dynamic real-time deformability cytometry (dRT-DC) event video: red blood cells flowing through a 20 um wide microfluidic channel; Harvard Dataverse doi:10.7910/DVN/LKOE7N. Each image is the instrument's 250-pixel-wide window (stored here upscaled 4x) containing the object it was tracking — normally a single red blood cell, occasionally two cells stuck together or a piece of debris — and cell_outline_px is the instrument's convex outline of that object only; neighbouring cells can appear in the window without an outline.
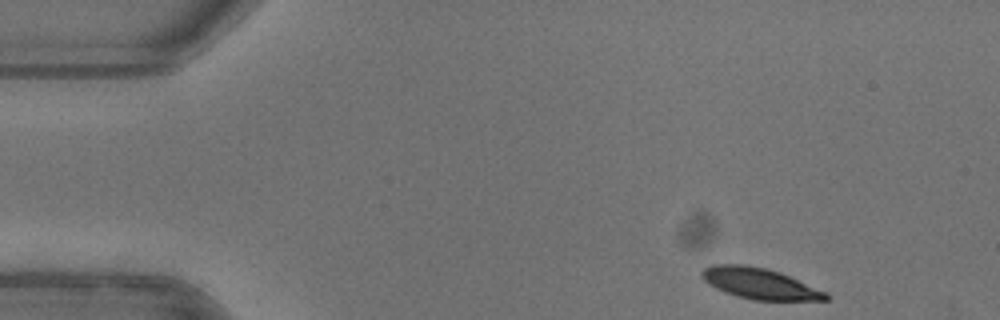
{"species": "common noctule bat (a hibernating species)", "species_latin": "Nyctalus noctula", "temperature_condition": "warm", "stored_images_in_passage": 47, "camera_frame_rate_fps": 3000, "um_per_image_px": 0.085, "animal": {"sex": "female"}, "frame": {"image": 1, "passage_image": 1, "time_ms": 0.0, "image_size_px": [1000, 320], "cell_outline_px": [[832, 296], [828, 300], [752, 300], [736, 296], [724, 292], [708, 284], [700, 276], [700, 272], [708, 264], [744, 264], [768, 268], [780, 272], [828, 292]], "centroid_in_image_um": [64.57, 24.09], "position_along_channel_um": 20.4, "area_um2": 22.77}}
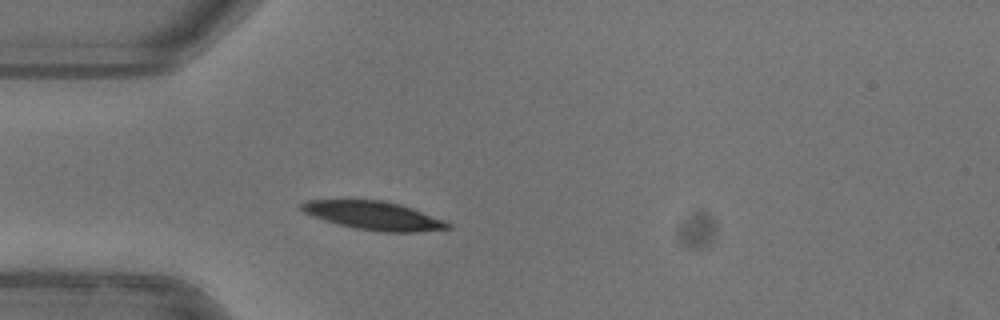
{"frame": {"image": 2, "passage_image": 10, "time_ms": 3.0, "image_size_px": [1000, 320], "cell_outline_px": [[452, 228], [416, 232], [380, 232], [356, 228], [324, 220], [312, 216], [304, 212], [300, 208], [300, 204], [308, 200], [384, 200], [400, 204], [412, 208], [444, 220], [452, 224]], "centroid_in_image_um": [31.79, 18.33], "position_along_channel_um": 53.2, "area_um2": 24.16}, "authors_computed_cell_mechanics": {"area_um2": 24.1604, "velocity_mm_per_s": 3.925, "shape_relaxation_time_tau1_ms": 2.369, "shape_relaxation_time_tau2_ms": null, "deformation_change_tau1": 0.1231, "deformation_change_tau2": null}}